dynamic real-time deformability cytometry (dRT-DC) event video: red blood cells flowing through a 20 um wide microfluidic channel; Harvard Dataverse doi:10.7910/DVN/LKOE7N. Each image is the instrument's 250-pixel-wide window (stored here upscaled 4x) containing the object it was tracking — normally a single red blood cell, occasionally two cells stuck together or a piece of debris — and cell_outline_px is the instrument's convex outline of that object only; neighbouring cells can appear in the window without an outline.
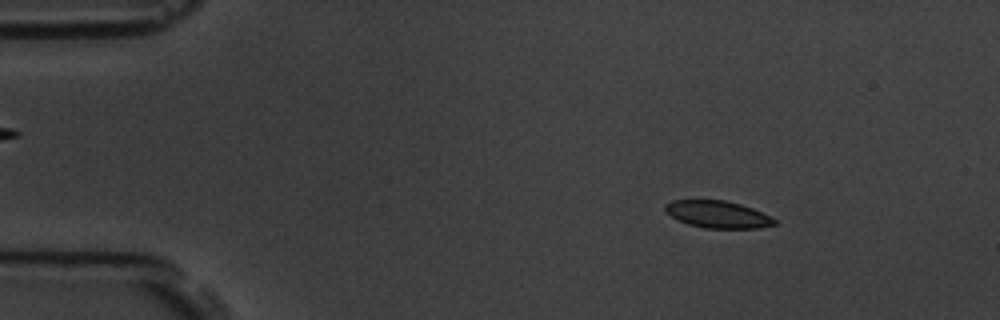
{"species": "common noctule bat (a hibernating species)", "species_latin": "Nyctalus noctula", "temperature_condition": "room temperature", "stored_images_in_passage": 5, "camera_frame_rate_fps": 3000, "um_per_image_px": 0.085, "animal": {"sex": "male", "body_mass_g": 19.5, "forearm_length_mm": 54.6}, "frame": {"image": 1, "passage_image": 2, "time_ms": 1.0, "image_size_px": [1000, 320], "cell_outline_px": [[776, 224], [760, 228], [704, 228], [688, 224], [672, 216], [664, 208], [664, 204], [672, 200], [724, 200], [740, 204], [752, 208], [776, 220]], "centroid_in_image_um": [61.0, 18.22], "position_along_channel_um": 24.0, "area_um2": 17.05}}
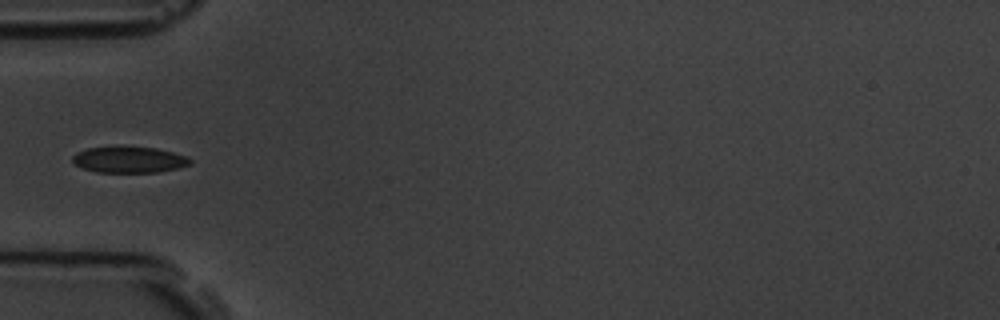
{"frame": {"image": 2, "passage_image": 5, "time_ms": 4.333, "image_size_px": [1000, 320], "cell_outline_px": [[192, 164], [180, 168], [160, 172], [96, 172], [80, 168], [72, 160], [72, 156], [76, 152], [88, 148], [156, 148], [172, 152], [184, 156], [192, 160]], "centroid_in_image_um": [10.98, 13.6], "position_along_channel_um": 74.0, "area_um2": 17.63}}